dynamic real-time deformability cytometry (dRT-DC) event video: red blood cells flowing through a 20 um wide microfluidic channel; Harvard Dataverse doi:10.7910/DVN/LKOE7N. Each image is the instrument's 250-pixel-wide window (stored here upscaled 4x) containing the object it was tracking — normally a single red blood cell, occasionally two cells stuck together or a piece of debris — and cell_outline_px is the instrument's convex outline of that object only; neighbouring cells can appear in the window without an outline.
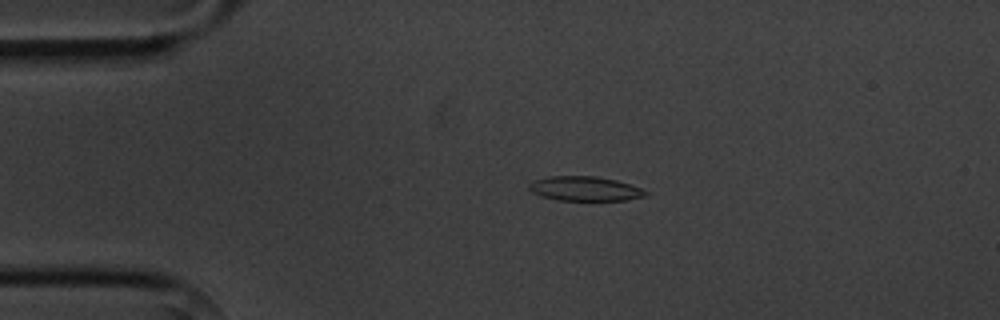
{"species": "common noctule bat (a hibernating species)", "species_latin": "Nyctalus noctula", "temperature_condition": "cold", "stored_images_in_passage": 3, "camera_frame_rate_fps": 3000, "um_per_image_px": 0.085, "animal": {"sex": "male", "body_mass_g": 20.1, "forearm_length_mm": 53.5}, "frame": {"image": 1, "passage_image": 2, "time_ms": 1.667, "image_size_px": [1000, 320], "cell_outline_px": [[648, 196], [628, 200], [560, 200], [540, 196], [532, 192], [528, 188], [528, 184], [532, 180], [548, 176], [596, 176], [616, 180], [640, 188], [648, 192]], "centroid_in_image_um": [49.69, 16.03], "position_along_channel_um": 35.3, "area_um2": 16.7}}